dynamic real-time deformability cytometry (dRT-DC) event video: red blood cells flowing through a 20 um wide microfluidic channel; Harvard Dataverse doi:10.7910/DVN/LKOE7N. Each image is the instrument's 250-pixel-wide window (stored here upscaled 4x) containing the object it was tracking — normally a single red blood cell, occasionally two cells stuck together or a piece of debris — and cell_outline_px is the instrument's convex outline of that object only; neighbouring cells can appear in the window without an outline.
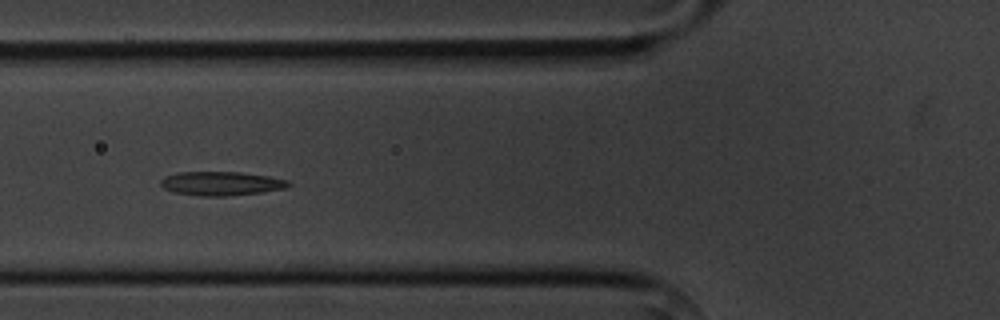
{"species": "common noctule bat (a hibernating species)", "species_latin": "Nyctalus noctula", "temperature_condition": "cold", "stored_images_in_passage": 9, "camera_frame_rate_fps": 3000, "um_per_image_px": 0.085, "animal": {"sex": "male", "body_mass_g": 20.1, "forearm_length_mm": 53.5}, "frame": {"image": 1, "passage_image": 6, "time_ms": 5.667, "image_size_px": [1000, 320], "cell_outline_px": [[292, 184], [288, 188], [264, 192], [224, 196], [200, 196], [172, 192], [164, 188], [160, 184], [160, 180], [164, 176], [180, 172], [240, 172], [272, 176], [288, 180]], "centroid_in_image_um": [18.84, 15.59], "position_along_channel_um": 107.0, "area_um2": 18.09}}
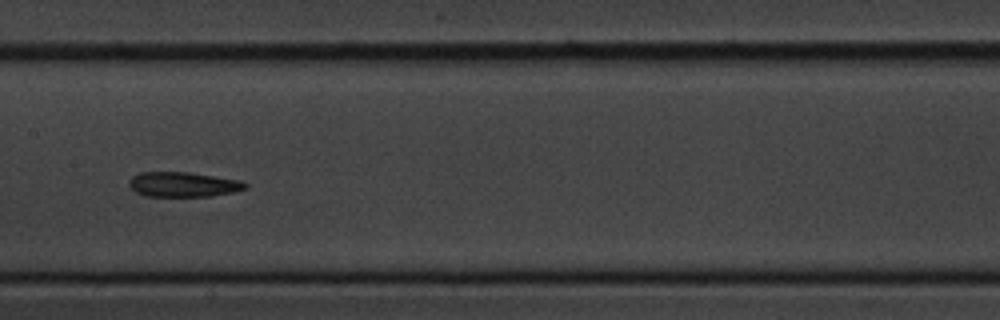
{"frame": {"image": 2, "passage_image": 8, "time_ms": 8.0, "image_size_px": [1000, 320], "cell_outline_px": [[248, 188], [232, 192], [208, 196], [144, 196], [136, 192], [128, 184], [128, 180], [132, 176], [140, 172], [188, 172], [240, 180], [248, 184]], "centroid_in_image_um": [15.55, 15.67], "position_along_channel_um": 191.9, "area_um2": 16.82}}
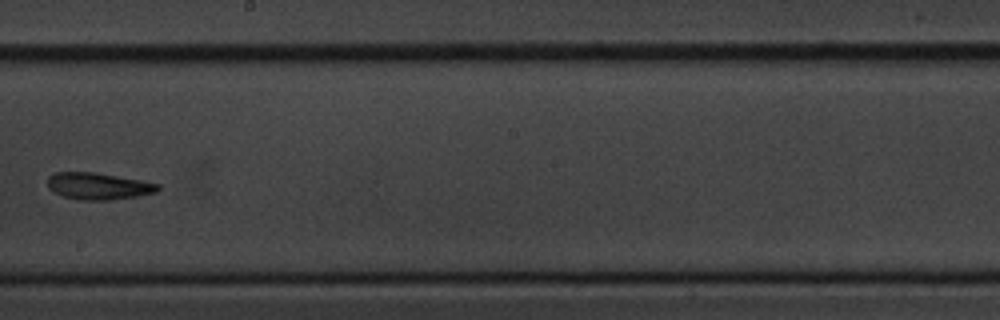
{"frame": {"image": 3, "passage_image": 9, "time_ms": 9.333, "image_size_px": [1000, 320], "cell_outline_px": [[160, 188], [156, 192], [136, 196], [108, 200], [76, 200], [64, 196], [48, 188], [48, 176], [56, 172], [96, 172], [140, 180], [160, 184]], "centroid_in_image_um": [8.35, 15.81], "position_along_channel_um": 239.8, "area_um2": 17.17}}